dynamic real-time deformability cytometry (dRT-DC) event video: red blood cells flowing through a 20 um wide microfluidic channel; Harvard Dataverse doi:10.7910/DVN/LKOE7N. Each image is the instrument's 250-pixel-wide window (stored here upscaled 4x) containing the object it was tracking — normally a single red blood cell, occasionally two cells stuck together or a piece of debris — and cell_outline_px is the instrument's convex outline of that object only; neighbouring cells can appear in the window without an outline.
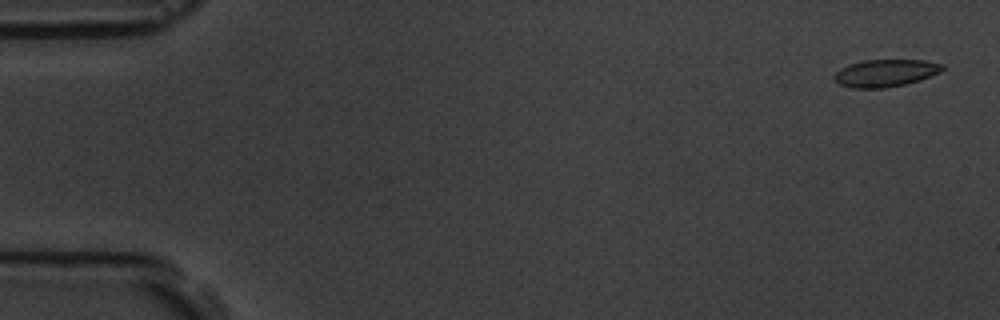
{"species": "common noctule bat (a hibernating species)", "species_latin": "Nyctalus noctula", "temperature_condition": "room temperature", "stored_images_in_passage": 4, "camera_frame_rate_fps": 3000, "um_per_image_px": 0.085, "animal": {"sex": "male", "body_mass_g": 19.5, "forearm_length_mm": 54.6}, "frame": {"image": 1, "passage_image": 1, "time_ms": 0.0, "image_size_px": [1000, 320], "cell_outline_px": [[944, 68], [940, 72], [920, 80], [904, 84], [884, 88], [852, 88], [840, 84], [832, 76], [840, 68], [848, 64], [864, 60], [924, 60], [944, 64]], "centroid_in_image_um": [75.26, 6.2], "position_along_channel_um": 9.7, "area_um2": 17.22}}
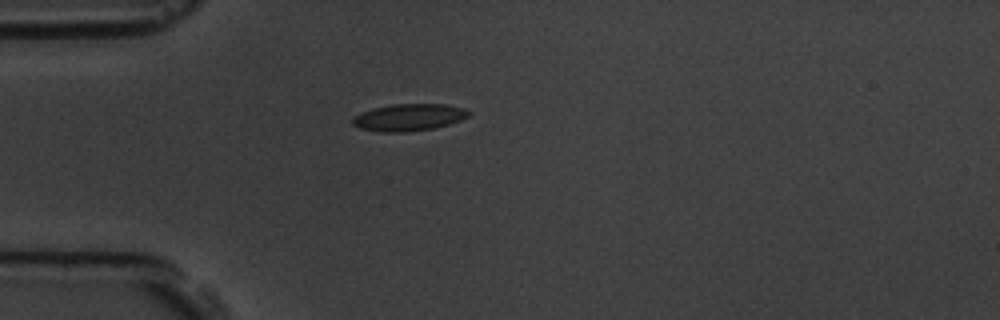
{"frame": {"image": 2, "passage_image": 4, "time_ms": 4.333, "image_size_px": [1000, 320], "cell_outline_px": [[472, 112], [468, 116], [460, 120], [448, 124], [432, 128], [404, 132], [380, 132], [360, 128], [352, 124], [352, 120], [360, 112], [372, 108], [392, 104], [444, 104], [464, 108]], "centroid_in_image_um": [34.74, 9.97], "position_along_channel_um": 50.3, "area_um2": 18.21}}